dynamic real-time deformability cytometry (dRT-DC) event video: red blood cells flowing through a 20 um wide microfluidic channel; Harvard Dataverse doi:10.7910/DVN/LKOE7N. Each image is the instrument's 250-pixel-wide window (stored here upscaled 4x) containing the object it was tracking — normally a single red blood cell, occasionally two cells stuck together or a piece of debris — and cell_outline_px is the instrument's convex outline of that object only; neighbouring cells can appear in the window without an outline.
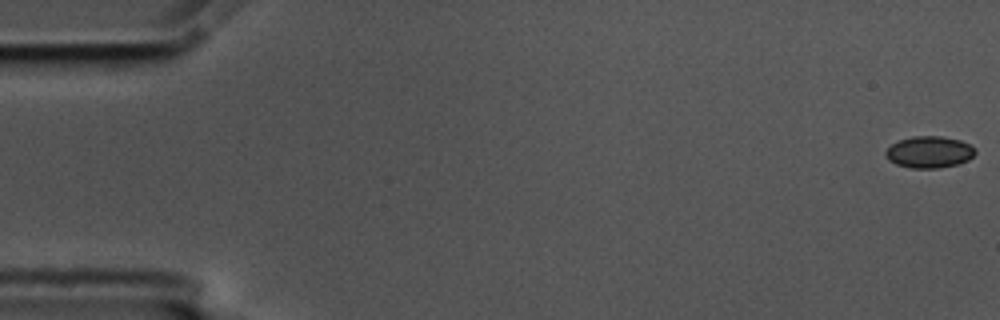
{"species": "common noctule bat (a hibernating species)", "species_latin": "Nyctalus noctula", "temperature_condition": "cold", "stored_images_in_passage": 57, "camera_frame_rate_fps": 3000, "um_per_image_px": 0.085, "animal": {"sex": "male", "body_mass_g": 17.5, "forearm_length_mm": 52.3}, "frame": {"image": 1, "passage_image": 1, "time_ms": 0.0, "image_size_px": [1000, 320], "cell_outline_px": [[976, 152], [968, 160], [956, 164], [940, 168], [912, 168], [896, 164], [888, 160], [884, 156], [884, 152], [892, 144], [900, 140], [912, 136], [940, 136], [960, 140], [976, 148]], "centroid_in_image_um": [78.97, 12.92], "position_along_channel_um": 6.0, "area_um2": 16.53}}
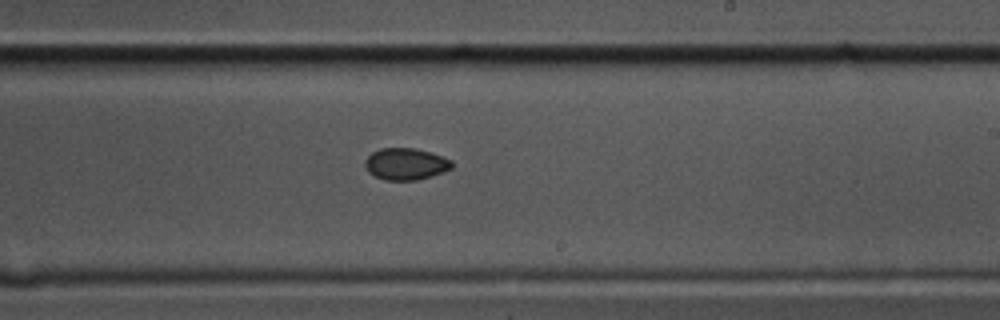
{"frame": {"image": 2, "passage_image": 34, "time_ms": 11.0, "image_size_px": [1000, 320], "cell_outline_px": [[452, 168], [432, 176], [416, 180], [384, 180], [368, 172], [364, 164], [364, 160], [372, 152], [380, 148], [416, 148], [452, 160]], "centroid_in_image_um": [34.46, 13.94], "position_along_channel_um": 254.5, "area_um2": 16.01}}
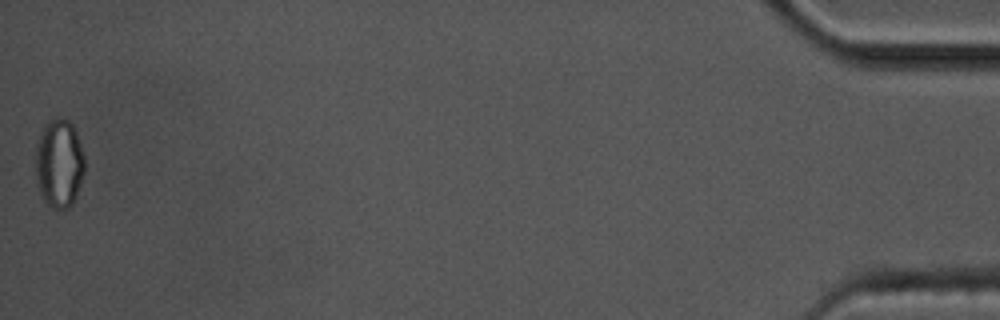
{"frame": {"image": 3, "passage_image": 57, "time_ms": 18.667, "image_size_px": [1000, 320], "cell_outline_px": [[84, 172], [76, 196], [72, 204], [68, 208], [52, 208], [44, 200], [36, 184], [36, 144], [44, 124], [48, 120], [56, 116], [60, 116], [68, 120], [72, 124], [76, 132], [84, 156]], "centroid_in_image_um": [5.01, 13.85], "position_along_channel_um": 430.2, "area_um2": 25.49}, "authors_computed_cell_mechanics": {"area_um2": 16.5308, "velocity_mm_per_s": 3.5609, "shape_relaxation_time_tau1_ms": null, "shape_relaxation_time_tau2_ms": 8.9492, "deformation_change_tau1": null, "deformation_change_tau2": 0.0831}}